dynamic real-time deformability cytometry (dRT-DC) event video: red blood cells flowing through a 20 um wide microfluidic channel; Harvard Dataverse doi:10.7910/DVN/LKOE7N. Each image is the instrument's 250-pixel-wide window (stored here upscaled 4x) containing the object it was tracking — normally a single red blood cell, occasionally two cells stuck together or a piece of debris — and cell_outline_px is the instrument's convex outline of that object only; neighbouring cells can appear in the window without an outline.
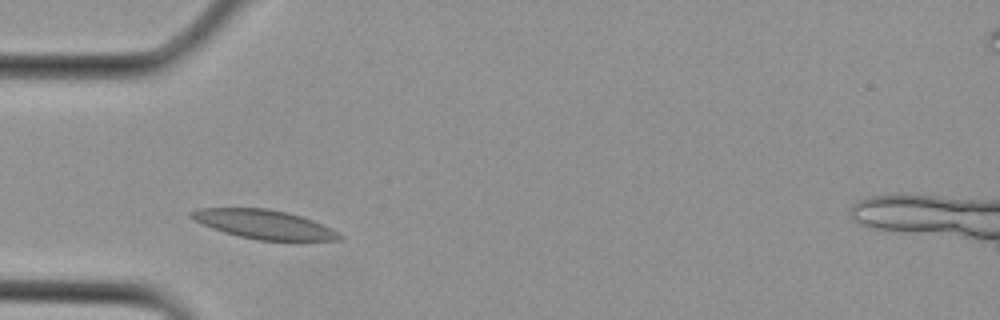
{"species": "Egyptian fruit bat (a non-hibernating species)", "species_latin": "Rousettus aegyptiacus", "temperature_condition": "cold", "stored_images_in_passage": 4, "camera_frame_rate_fps": 3000, "um_per_image_px": 0.085, "animal": {"sex": "female"}, "frame": {"image": 1, "passage_image": 4, "time_ms": 1.0, "image_size_px": [1000, 320], "cell_outline_px": [[344, 240], [256, 240], [224, 232], [212, 228], [192, 220], [188, 216], [188, 212], [200, 208], [268, 208], [288, 212], [312, 220], [340, 232], [344, 236]], "centroid_in_image_um": [22.43, 19.06], "position_along_channel_um": 62.6, "area_um2": 25.09}}